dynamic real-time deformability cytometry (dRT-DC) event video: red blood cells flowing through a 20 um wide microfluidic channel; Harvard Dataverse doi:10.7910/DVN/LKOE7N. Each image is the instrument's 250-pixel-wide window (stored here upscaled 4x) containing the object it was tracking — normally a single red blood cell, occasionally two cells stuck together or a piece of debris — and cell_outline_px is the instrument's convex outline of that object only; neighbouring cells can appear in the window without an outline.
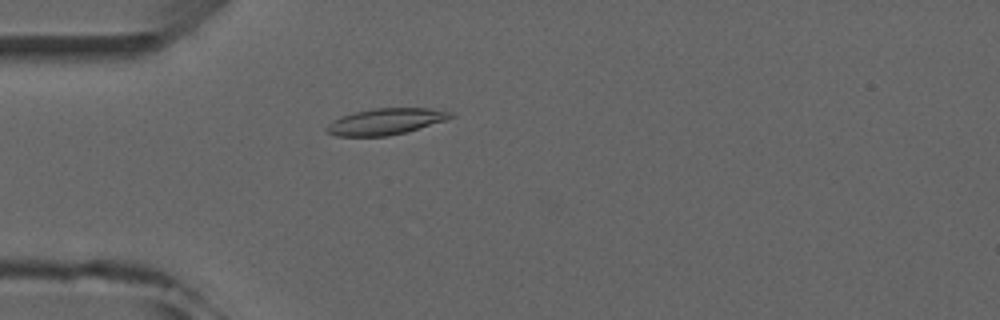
{"species": "common noctule bat (a hibernating species)", "species_latin": "Nyctalus noctula", "temperature_condition": "room temperature", "stored_images_in_passage": 5, "camera_frame_rate_fps": 3000, "um_per_image_px": 0.085, "animal": {"sex": "male", "forearm_length_mm": 52.5}, "frame": {"image": 1, "passage_image": 5, "time_ms": 4.667, "image_size_px": [1000, 320], "cell_outline_px": [[456, 116], [448, 120], [404, 132], [388, 136], [336, 136], [328, 132], [324, 128], [328, 124], [340, 116], [356, 112], [376, 108], [428, 108], [452, 112]], "centroid_in_image_um": [32.8, 10.33], "position_along_channel_um": 52.2, "area_um2": 18.9}}